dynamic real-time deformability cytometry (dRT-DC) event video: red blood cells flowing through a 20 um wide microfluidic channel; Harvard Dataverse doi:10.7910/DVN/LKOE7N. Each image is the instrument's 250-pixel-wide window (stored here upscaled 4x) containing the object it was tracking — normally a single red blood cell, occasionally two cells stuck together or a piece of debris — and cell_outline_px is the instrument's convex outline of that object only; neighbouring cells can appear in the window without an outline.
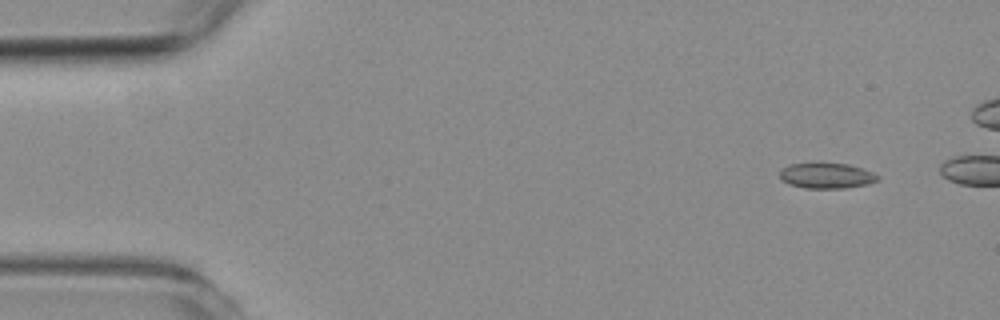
{"species": "common noctule bat (a hibernating species)", "species_latin": "Nyctalus noctula", "temperature_condition": "room temperature", "stored_images_in_passage": 46, "camera_frame_rate_fps": 3000, "um_per_image_px": 0.085, "animal": {"sex": "female", "body_mass_g": 19.3, "forearm_length_mm": 54.1}, "frame": {"image": 1, "passage_image": 1, "time_ms": 0.0, "image_size_px": [1000, 320], "cell_outline_px": [[880, 180], [868, 184], [844, 188], [804, 188], [788, 184], [780, 180], [780, 172], [784, 168], [792, 164], [848, 164], [872, 172], [880, 176]], "centroid_in_image_um": [70.28, 14.96], "position_along_channel_um": 14.7, "area_um2": 14.33}}
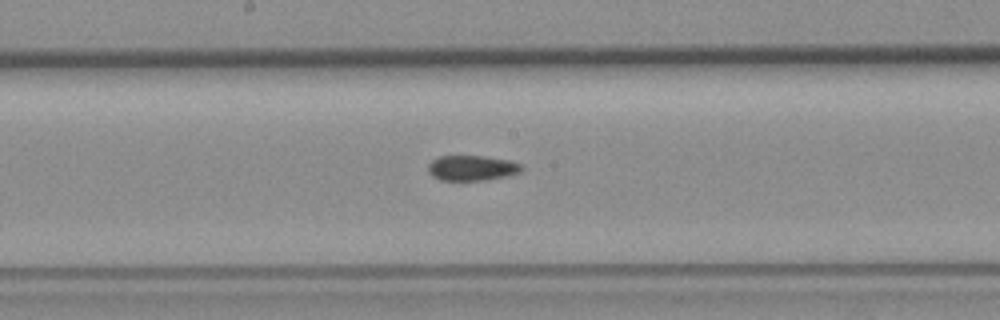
{"frame": {"image": 2, "passage_image": 26, "time_ms": 8.333, "image_size_px": [1000, 320], "cell_outline_px": [[524, 168], [520, 172], [508, 176], [488, 180], [440, 180], [432, 176], [428, 172], [428, 164], [432, 160], [440, 156], [484, 156], [512, 160], [520, 164]], "centroid_in_image_um": [40.13, 14.28], "position_along_channel_um": 208.1, "area_um2": 13.93}}
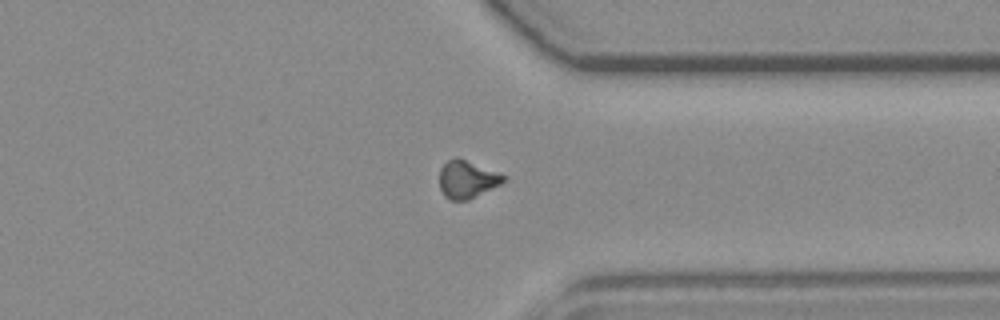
{"frame": {"image": 3, "passage_image": 40, "time_ms": 13.0, "image_size_px": [1000, 320], "cell_outline_px": [[508, 180], [468, 200], [452, 200], [444, 196], [440, 188], [440, 168], [448, 160], [456, 156], [500, 172], [508, 176]], "centroid_in_image_um": [39.74, 15.22], "position_along_channel_um": 371.7, "area_um2": 14.22}}